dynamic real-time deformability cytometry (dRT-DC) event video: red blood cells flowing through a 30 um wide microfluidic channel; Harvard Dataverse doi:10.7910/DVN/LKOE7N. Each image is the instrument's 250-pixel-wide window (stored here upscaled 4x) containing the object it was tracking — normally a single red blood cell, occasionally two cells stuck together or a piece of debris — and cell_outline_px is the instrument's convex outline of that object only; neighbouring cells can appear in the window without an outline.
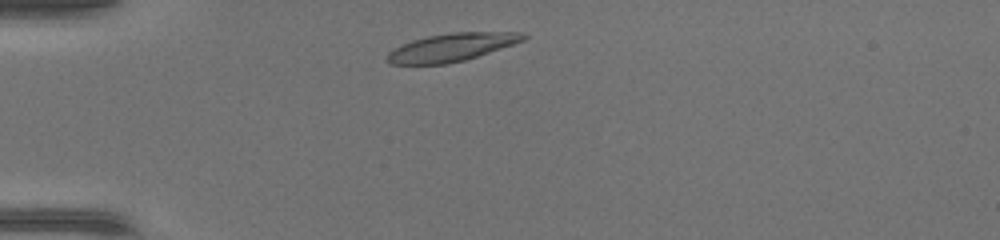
{"species": "common noctule bat (a hibernating species)", "species_latin": "Nyctalus noctula", "temperature_condition": "warm", "stored_images_in_passage": 36, "camera_frame_rate_fps": 3000, "um_per_image_px": 0.085, "animal": {"sex": "female", "body_mass_g": 17.0, "forearm_length_mm": 48.0}, "frame": {"image": 1, "passage_image": 3, "time_ms": 0.667, "image_size_px": [1000, 240], "cell_outline_px": [[528, 36], [524, 40], [464, 60], [444, 64], [392, 64], [388, 60], [388, 52], [412, 40], [428, 36], [452, 32], [524, 32]], "centroid_in_image_um": [38.41, 4.01], "position_along_channel_um": 46.6, "area_um2": 21.68}}
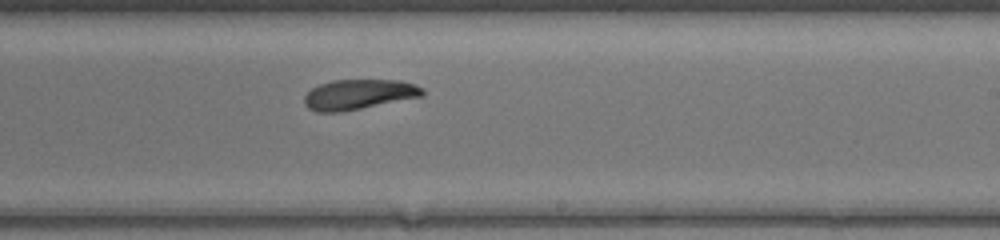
{"frame": {"image": 2, "passage_image": 19, "time_ms": 6.0, "image_size_px": [1000, 240], "cell_outline_px": [[424, 96], [340, 112], [316, 112], [308, 108], [304, 104], [304, 96], [312, 88], [320, 84], [332, 80], [400, 80], [416, 84], [424, 88]], "centroid_in_image_um": [30.5, 8.02], "position_along_channel_um": 258.5, "area_um2": 20.81}}
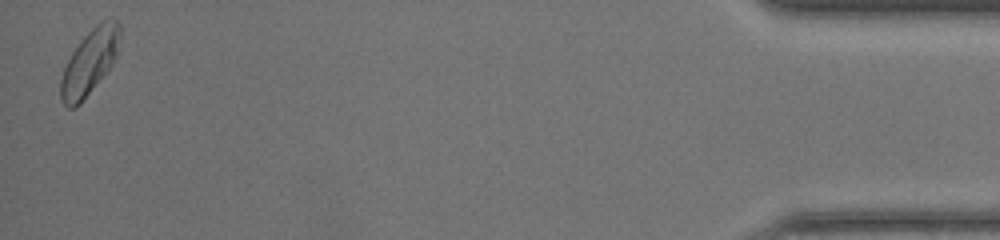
{"frame": {"image": 3, "passage_image": 36, "time_ms": 11.667, "image_size_px": [1000, 240], "cell_outline_px": [[120, 40], [116, 56], [112, 64], [80, 104], [76, 108], [68, 108], [60, 100], [60, 80], [64, 68], [72, 52], [80, 40], [100, 20], [116, 20], [120, 24]], "centroid_in_image_um": [7.6, 5.28], "position_along_channel_um": 427.6, "area_um2": 22.31}}